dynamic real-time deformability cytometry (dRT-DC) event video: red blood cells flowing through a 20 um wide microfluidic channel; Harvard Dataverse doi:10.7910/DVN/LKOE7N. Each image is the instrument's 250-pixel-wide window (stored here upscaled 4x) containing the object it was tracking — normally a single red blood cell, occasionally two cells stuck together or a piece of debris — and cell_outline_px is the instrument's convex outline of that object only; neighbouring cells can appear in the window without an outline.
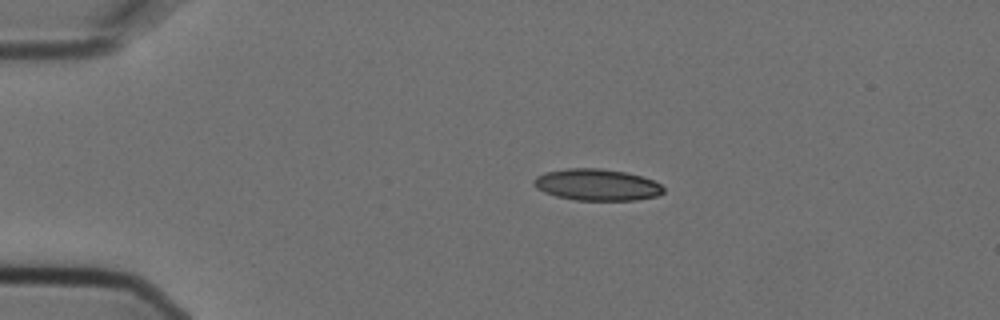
{"species": "Egyptian fruit bat (a non-hibernating species)", "species_latin": "Rousettus aegyptiacus", "temperature_condition": "cold", "stored_images_in_passage": 4, "camera_frame_rate_fps": 3000, "um_per_image_px": 0.085, "animal": {"sex": "female"}, "frame": {"image": 1, "passage_image": 3, "time_ms": 0.667, "image_size_px": [1000, 320], "cell_outline_px": [[664, 192], [656, 196], [636, 200], [576, 200], [556, 196], [544, 192], [536, 188], [532, 184], [532, 180], [536, 176], [544, 172], [568, 168], [600, 168], [624, 172], [640, 176], [652, 180], [660, 184], [664, 188]], "centroid_in_image_um": [50.69, 15.7], "position_along_channel_um": 34.3, "area_um2": 23.87}}